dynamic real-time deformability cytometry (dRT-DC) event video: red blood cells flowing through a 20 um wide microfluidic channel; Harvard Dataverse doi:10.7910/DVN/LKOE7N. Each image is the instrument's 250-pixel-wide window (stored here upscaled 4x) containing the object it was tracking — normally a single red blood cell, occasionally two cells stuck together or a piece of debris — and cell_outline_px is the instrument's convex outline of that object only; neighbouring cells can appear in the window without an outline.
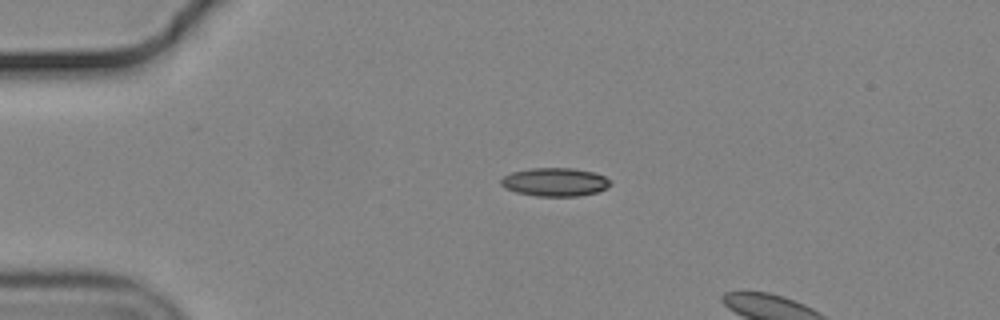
{"species": "common noctule bat (a hibernating species)", "species_latin": "Nyctalus noctula", "temperature_condition": "cold", "stored_images_in_passage": 5, "camera_frame_rate_fps": 3000, "um_per_image_px": 0.085, "animal": {"sex": "male", "body_mass_g": 19.2, "forearm_length_mm": 51.8}, "frame": {"image": 1, "passage_image": 1, "time_ms": 0.0, "image_size_px": [1000, 320], "cell_outline_px": [[612, 184], [608, 188], [596, 192], [580, 196], [536, 196], [516, 192], [504, 188], [500, 184], [500, 180], [504, 176], [512, 172], [528, 168], [572, 168], [596, 172], [612, 180]], "centroid_in_image_um": [47.2, 15.47], "position_along_channel_um": 37.8, "area_um2": 18.38}}